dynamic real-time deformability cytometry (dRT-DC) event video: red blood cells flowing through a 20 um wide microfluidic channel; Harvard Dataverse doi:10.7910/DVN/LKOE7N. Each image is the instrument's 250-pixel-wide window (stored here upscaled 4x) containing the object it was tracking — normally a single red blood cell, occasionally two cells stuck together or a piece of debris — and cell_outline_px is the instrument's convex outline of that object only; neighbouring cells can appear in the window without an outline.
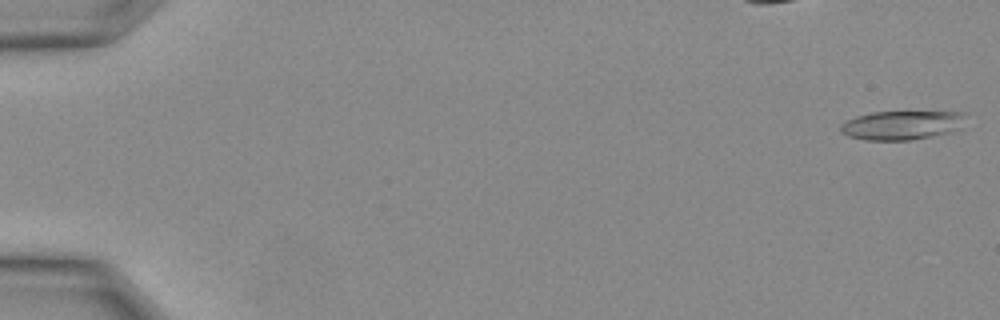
{"species": "Egyptian fruit bat (a non-hibernating species)", "species_latin": "Rousettus aegyptiacus", "temperature_condition": "warm", "stored_images_in_passage": 5, "camera_frame_rate_fps": 3000, "um_per_image_px": 0.085, "animal": {"sex": "female"}, "frame": {"image": 1, "passage_image": 1, "time_ms": 0.0, "image_size_px": [1000, 320], "cell_outline_px": [[964, 112], [948, 132], [912, 140], [864, 140], [848, 136], [840, 132], [840, 124], [856, 116], [872, 112]], "centroid_in_image_um": [76.42, 10.65], "position_along_channel_um": 8.6, "area_um2": 20.23}}